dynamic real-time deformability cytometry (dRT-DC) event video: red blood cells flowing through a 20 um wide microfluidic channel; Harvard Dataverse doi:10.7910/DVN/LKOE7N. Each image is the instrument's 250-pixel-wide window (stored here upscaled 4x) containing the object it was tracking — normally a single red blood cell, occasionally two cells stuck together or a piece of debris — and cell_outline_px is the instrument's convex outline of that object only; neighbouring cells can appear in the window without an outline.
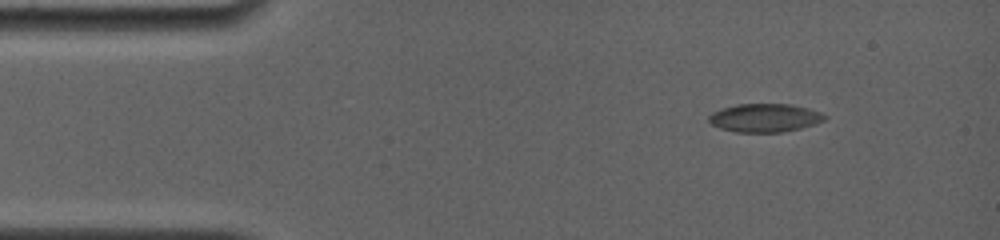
{"species": "common noctule bat (a hibernating species)", "species_latin": "Nyctalus noctula", "temperature_condition": "room temperature", "stored_images_in_passage": 14, "camera_frame_rate_fps": 4000, "um_per_image_px": 0.085, "animal": {"sex": "female", "body_mass_g": 19.0, "forearm_length_mm": 56.7}, "frame": {"image": 1, "passage_image": 4, "time_ms": 1.75, "image_size_px": [1000, 240], "cell_outline_px": [[828, 116], [824, 120], [800, 128], [780, 132], [736, 132], [720, 128], [712, 124], [708, 120], [708, 116], [712, 112], [736, 104], [792, 104], [808, 108], [820, 112]], "centroid_in_image_um": [64.99, 10.01], "position_along_channel_um": 20.0, "area_um2": 19.02}}
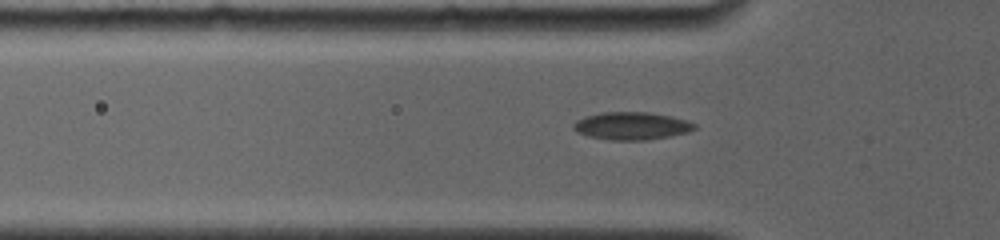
{"frame": {"image": 2, "passage_image": 10, "time_ms": 5.0, "image_size_px": [1000, 240], "cell_outline_px": [[696, 128], [688, 132], [668, 136], [644, 140], [612, 140], [588, 136], [576, 132], [572, 128], [572, 124], [576, 120], [588, 116], [604, 112], [648, 112], [672, 116], [696, 124]], "centroid_in_image_um": [53.66, 10.7], "position_along_channel_um": 72.1, "area_um2": 19.36}}
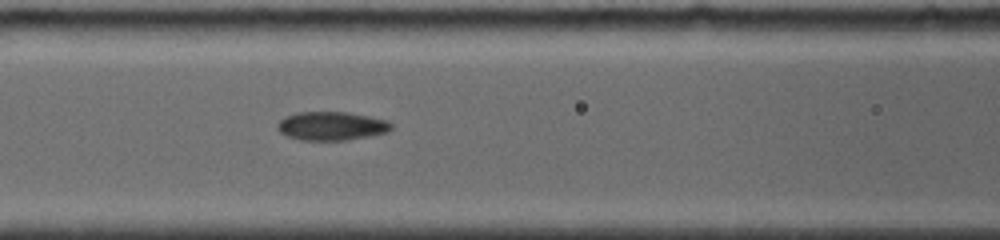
{"frame": {"image": 3, "passage_image": 13, "time_ms": 6.75, "image_size_px": [1000, 240], "cell_outline_px": [[392, 128], [388, 132], [368, 136], [344, 140], [300, 140], [288, 136], [280, 132], [276, 128], [276, 124], [284, 116], [296, 112], [348, 112], [388, 120], [392, 124]], "centroid_in_image_um": [28.15, 10.7], "position_along_channel_um": 138.4, "area_um2": 19.07}}